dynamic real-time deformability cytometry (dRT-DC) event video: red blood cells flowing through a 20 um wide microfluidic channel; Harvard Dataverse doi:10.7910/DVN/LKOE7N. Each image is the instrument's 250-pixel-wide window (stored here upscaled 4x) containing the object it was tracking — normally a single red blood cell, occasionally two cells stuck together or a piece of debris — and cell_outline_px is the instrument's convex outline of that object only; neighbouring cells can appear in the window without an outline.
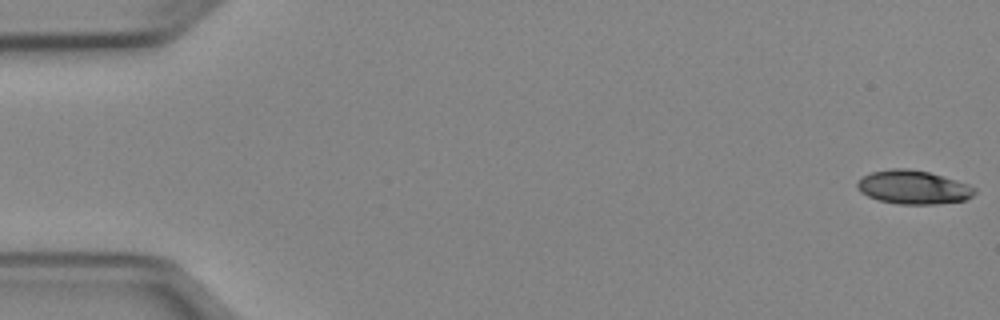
{"species": "Egyptian fruit bat (a non-hibernating species)", "species_latin": "Rousettus aegyptiacus", "temperature_condition": "cold", "stored_images_in_passage": 51, "camera_frame_rate_fps": 3000, "um_per_image_px": 0.085, "animal": {"sex": "female"}, "frame": {"image": 1, "passage_image": 1, "time_ms": 0.0, "image_size_px": [1000, 320], "cell_outline_px": [[976, 192], [972, 196], [964, 200], [936, 204], [896, 204], [880, 200], [868, 196], [860, 192], [856, 188], [856, 184], [864, 176], [872, 172], [892, 168], [908, 168], [928, 172], [968, 184], [976, 188]], "centroid_in_image_um": [77.62, 15.92], "position_along_channel_um": 7.4, "area_um2": 22.89}}
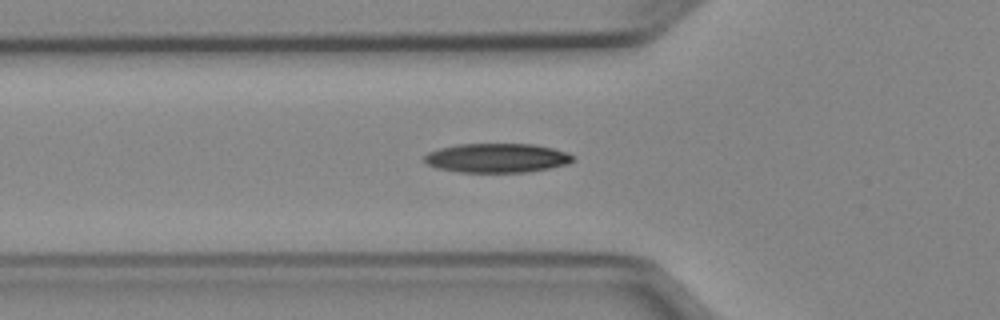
{"frame": {"image": 2, "passage_image": 18, "time_ms": 5.667, "image_size_px": [1000, 320], "cell_outline_px": [[572, 160], [568, 164], [528, 172], [460, 172], [436, 168], [428, 164], [424, 160], [424, 156], [428, 152], [440, 148], [456, 144], [536, 144], [568, 152], [572, 156]], "centroid_in_image_um": [42.22, 13.42], "position_along_channel_um": 83.6, "area_um2": 25.26}}
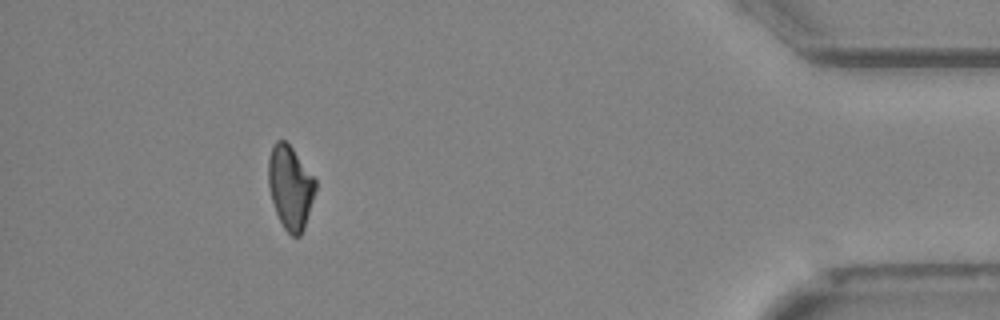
{"frame": {"image": 3, "passage_image": 47, "time_ms": 15.333, "image_size_px": [1000, 320], "cell_outline_px": [[316, 188], [304, 228], [300, 236], [292, 236], [284, 228], [276, 212], [272, 200], [268, 184], [268, 160], [272, 148], [276, 140], [284, 140], [292, 148], [316, 180]], "centroid_in_image_um": [24.67, 15.92], "position_along_channel_um": 410.5, "area_um2": 22.54}, "authors_computed_cell_mechanics": {"area_um2": 23.8136, "velocity_mm_per_s": 3.9529, "shape_relaxation_time_tau1_ms": 7.458, "shape_relaxation_time_tau2_ms": null, "deformation_change_tau1": 0.1656, "deformation_change_tau2": null}}